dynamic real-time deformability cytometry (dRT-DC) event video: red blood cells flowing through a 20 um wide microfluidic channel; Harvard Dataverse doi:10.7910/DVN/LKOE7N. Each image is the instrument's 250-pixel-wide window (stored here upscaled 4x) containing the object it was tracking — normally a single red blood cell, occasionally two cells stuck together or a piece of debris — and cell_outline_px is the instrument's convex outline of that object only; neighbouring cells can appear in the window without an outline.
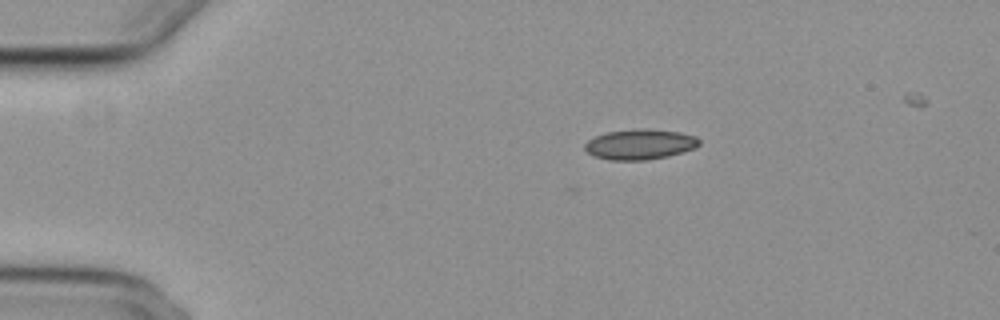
{"species": "common noctule bat (a hibernating species)", "species_latin": "Nyctalus noctula", "temperature_condition": "cold", "stored_images_in_passage": 9, "camera_frame_rate_fps": 3000, "um_per_image_px": 0.085, "animal": {"sex": "female", "body_mass_g": 29.2, "forearm_length_mm": 56.3}, "frame": {"image": 1, "passage_image": 1, "time_ms": 0.0, "image_size_px": [1000, 320], "cell_outline_px": [[700, 144], [692, 148], [668, 156], [644, 160], [608, 160], [592, 156], [584, 148], [584, 144], [588, 140], [604, 132], [640, 128], [648, 128], [680, 132], [696, 136], [700, 140]], "centroid_in_image_um": [54.35, 12.26], "position_along_channel_um": 30.6, "area_um2": 20.29}}
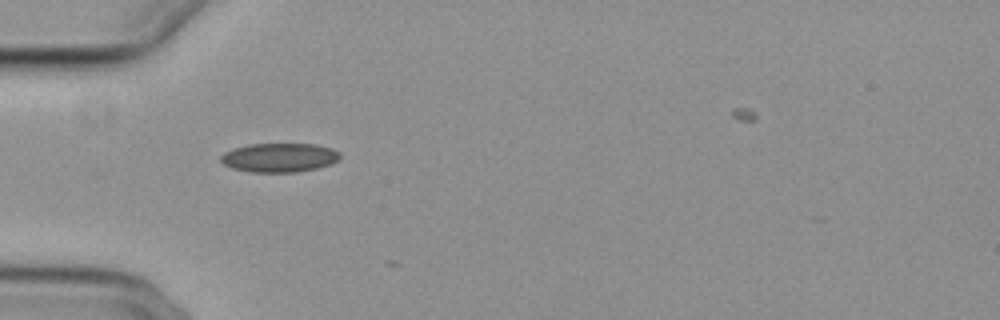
{"frame": {"image": 2, "passage_image": 8, "time_ms": 2.333, "image_size_px": [1000, 320], "cell_outline_px": [[340, 160], [332, 164], [316, 168], [296, 172], [252, 172], [232, 168], [224, 164], [220, 160], [220, 156], [224, 152], [232, 148], [248, 144], [316, 144], [332, 148], [340, 152]], "centroid_in_image_um": [23.76, 13.39], "position_along_channel_um": 61.2, "area_um2": 20.35}}